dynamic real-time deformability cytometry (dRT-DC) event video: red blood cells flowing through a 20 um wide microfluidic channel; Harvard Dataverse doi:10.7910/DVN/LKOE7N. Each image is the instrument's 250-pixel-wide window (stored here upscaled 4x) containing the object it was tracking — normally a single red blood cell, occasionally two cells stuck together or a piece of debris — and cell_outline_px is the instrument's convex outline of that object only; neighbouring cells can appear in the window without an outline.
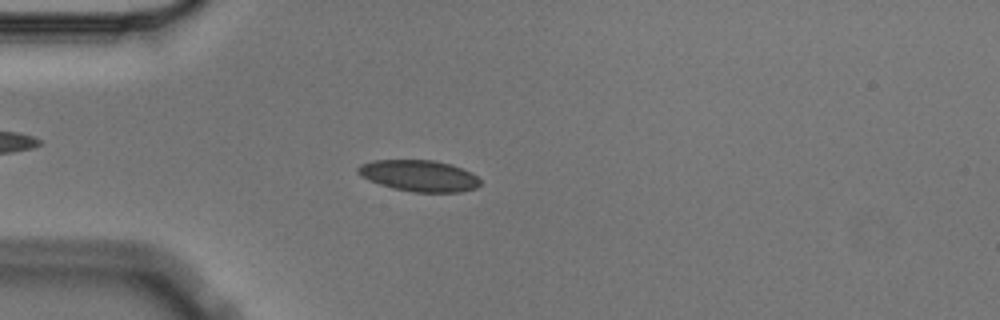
{"species": "Egyptian fruit bat (a non-hibernating species)", "species_latin": "Rousettus aegyptiacus", "temperature_condition": "cold", "stored_images_in_passage": 4, "camera_frame_rate_fps": 3000, "um_per_image_px": 0.085, "animal": {"sex": "male"}, "frame": {"image": 1, "passage_image": 4, "time_ms": 1.0, "image_size_px": [1000, 320], "cell_outline_px": [[480, 184], [476, 188], [460, 192], [412, 192], [392, 188], [368, 180], [360, 176], [356, 172], [356, 168], [360, 164], [372, 160], [432, 160], [452, 164], [472, 172], [480, 180]], "centroid_in_image_um": [35.6, 14.93], "position_along_channel_um": 49.4, "area_um2": 22.54}}